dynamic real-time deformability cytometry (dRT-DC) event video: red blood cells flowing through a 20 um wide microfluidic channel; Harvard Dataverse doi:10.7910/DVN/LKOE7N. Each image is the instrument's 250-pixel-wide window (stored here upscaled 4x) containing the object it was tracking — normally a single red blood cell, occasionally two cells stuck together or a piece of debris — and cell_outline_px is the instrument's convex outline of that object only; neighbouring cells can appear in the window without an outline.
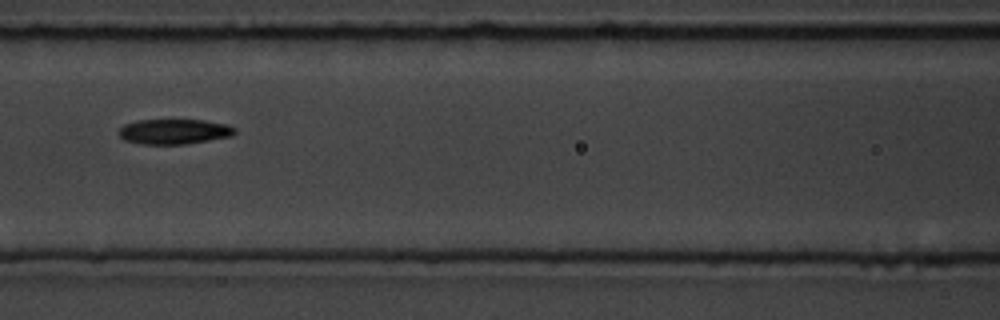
{"species": "common noctule bat (a hibernating species)", "species_latin": "Nyctalus noctula", "temperature_condition": "room temperature", "stored_images_in_passage": 16, "camera_frame_rate_fps": 3000, "um_per_image_px": 0.085, "animal": {"sex": "male", "body_mass_g": 19.5, "forearm_length_mm": 54.6}, "frame": {"image": 1, "passage_image": 7, "time_ms": 7.667, "image_size_px": [1000, 320], "cell_outline_px": [[236, 132], [232, 136], [184, 144], [144, 144], [124, 140], [116, 132], [124, 124], [136, 120], [204, 120], [228, 124], [236, 128]], "centroid_in_image_um": [14.79, 11.17], "position_along_channel_um": 151.8, "area_um2": 17.05}}